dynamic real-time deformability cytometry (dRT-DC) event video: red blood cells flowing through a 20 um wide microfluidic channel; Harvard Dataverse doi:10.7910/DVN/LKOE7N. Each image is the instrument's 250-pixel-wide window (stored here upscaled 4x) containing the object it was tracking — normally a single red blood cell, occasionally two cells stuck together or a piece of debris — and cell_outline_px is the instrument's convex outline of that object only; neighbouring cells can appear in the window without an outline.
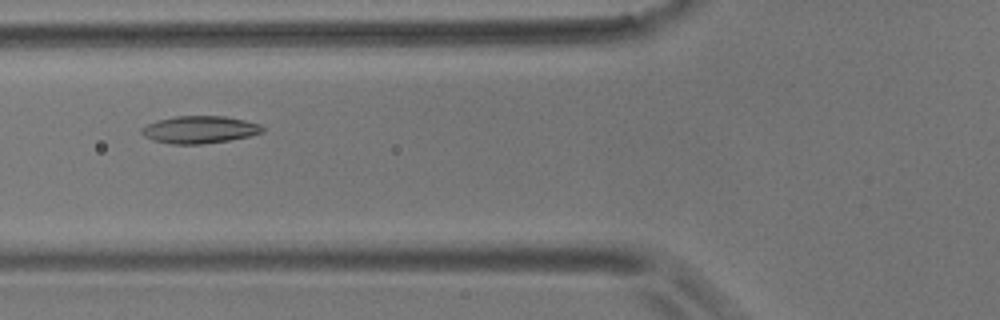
{"species": "common noctule bat (a hibernating species)", "species_latin": "Nyctalus noctula", "temperature_condition": "room temperature", "stored_images_in_passage": 38, "camera_frame_rate_fps": 3000, "um_per_image_px": 0.085, "animal": {"sex": "male", "body_mass_g": 17.9}, "frame": {"image": 1, "passage_image": 21, "time_ms": 6.667, "image_size_px": [1000, 320], "cell_outline_px": [[264, 132], [248, 136], [228, 140], [204, 144], [172, 144], [152, 140], [144, 136], [140, 132], [140, 128], [156, 120], [176, 116], [224, 116], [244, 120], [260, 124], [264, 128]], "centroid_in_image_um": [16.94, 11.02], "position_along_channel_um": 108.9, "area_um2": 19.31}}
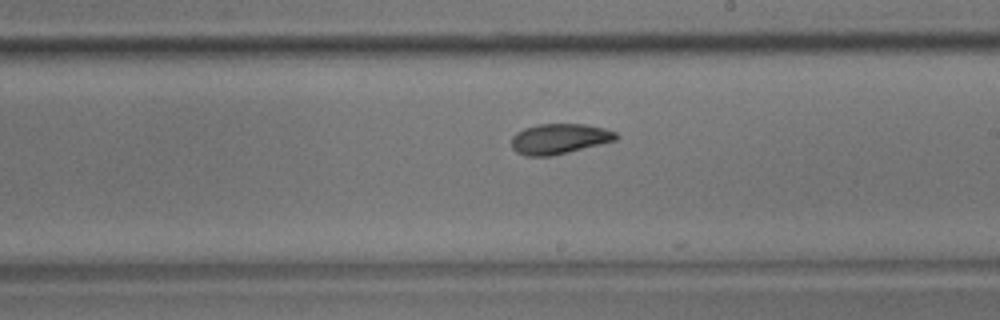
{"frame": {"image": 2, "passage_image": 32, "time_ms": 10.333, "image_size_px": [1000, 320], "cell_outline_px": [[620, 136], [616, 140], [552, 156], [528, 156], [516, 152], [512, 148], [512, 136], [516, 132], [524, 128], [536, 124], [584, 124], [604, 128], [616, 132]], "centroid_in_image_um": [47.53, 11.79], "position_along_channel_um": 241.5, "area_um2": 18.5}}
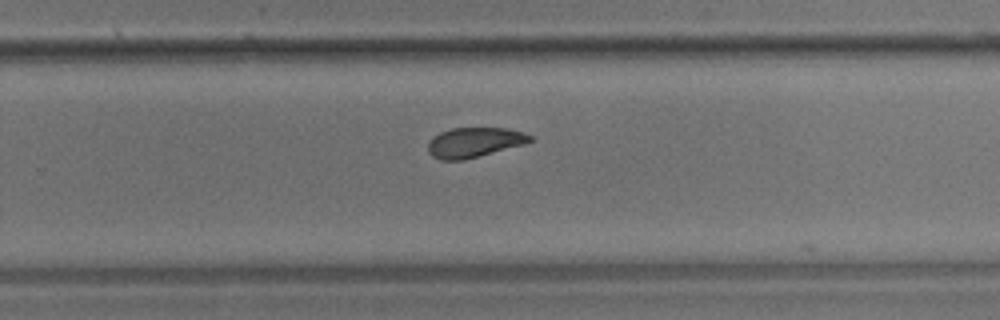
{"frame": {"image": 3, "passage_image": 36, "time_ms": 11.667, "image_size_px": [1000, 320], "cell_outline_px": [[532, 140], [524, 144], [480, 156], [464, 160], [440, 160], [432, 156], [428, 152], [428, 140], [432, 136], [440, 132], [452, 128], [508, 128], [524, 132], [532, 136]], "centroid_in_image_um": [40.29, 12.1], "position_along_channel_um": 289.5, "area_um2": 17.92}}